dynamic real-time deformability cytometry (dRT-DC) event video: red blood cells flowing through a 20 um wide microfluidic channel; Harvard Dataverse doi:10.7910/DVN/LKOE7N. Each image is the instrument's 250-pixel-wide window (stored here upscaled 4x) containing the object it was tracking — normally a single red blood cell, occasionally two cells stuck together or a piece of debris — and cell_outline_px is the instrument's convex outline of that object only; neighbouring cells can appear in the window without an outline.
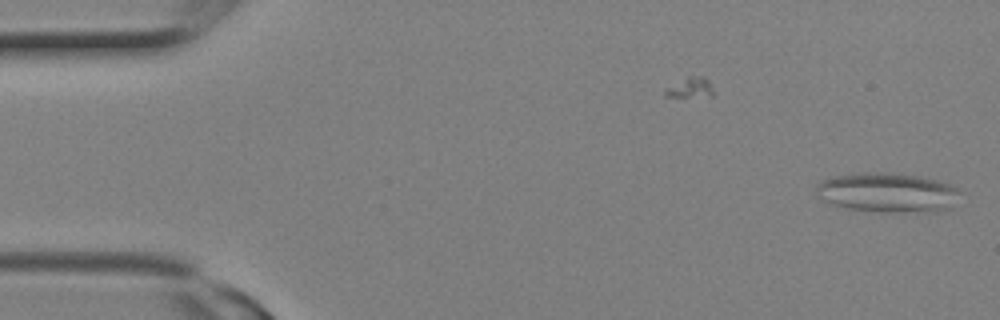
{"species": "Egyptian fruit bat (a non-hibernating species)", "species_latin": "Rousettus aegyptiacus", "temperature_condition": "room temperature", "stored_images_in_passage": 4, "camera_frame_rate_fps": 3000, "um_per_image_px": 0.085, "animal": {"sex": "female"}, "frame": {"image": 1, "passage_image": 4, "time_ms": 1.0, "image_size_px": [1000, 320], "cell_outline_px": [[960, 188], [952, 208], [936, 212], [876, 212], [848, 208], [828, 204], [820, 200], [816, 196], [816, 184], [820, 180], [832, 176], [864, 172], [892, 172], [920, 176], [940, 180]], "centroid_in_image_um": [75.41, 16.36], "position_along_channel_um": 9.6, "area_um2": 34.04}}